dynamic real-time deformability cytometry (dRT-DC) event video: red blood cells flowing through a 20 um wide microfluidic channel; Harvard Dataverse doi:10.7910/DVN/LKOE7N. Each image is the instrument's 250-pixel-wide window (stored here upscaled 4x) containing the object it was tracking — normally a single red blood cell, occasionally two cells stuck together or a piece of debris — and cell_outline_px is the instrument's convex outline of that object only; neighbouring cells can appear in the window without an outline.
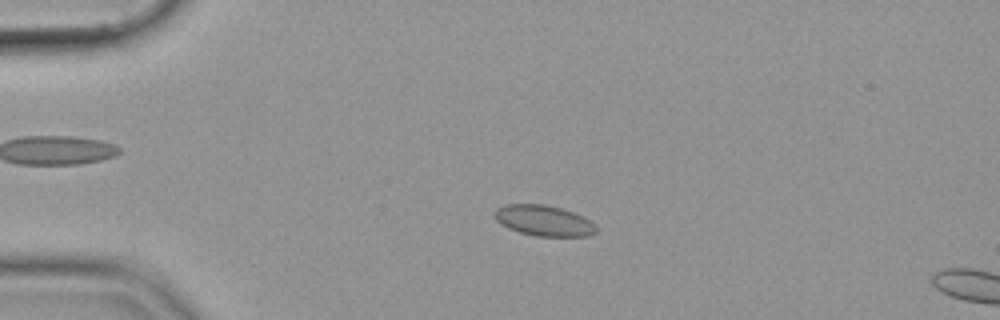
{"species": "common noctule bat (a hibernating species)", "species_latin": "Nyctalus noctula", "temperature_condition": "cold", "stored_images_in_passage": 4, "camera_frame_rate_fps": 3000, "um_per_image_px": 0.085, "animal": {"sex": "female", "body_mass_g": 19.9}, "frame": {"image": 1, "passage_image": 1, "time_ms": 0.0, "image_size_px": [1000, 320], "cell_outline_px": [[596, 232], [588, 236], [536, 236], [520, 232], [508, 228], [500, 224], [496, 220], [496, 208], [504, 204], [544, 204], [560, 208], [584, 216], [596, 228]], "centroid_in_image_um": [46.2, 18.75], "position_along_channel_um": 38.8, "area_um2": 17.98}}